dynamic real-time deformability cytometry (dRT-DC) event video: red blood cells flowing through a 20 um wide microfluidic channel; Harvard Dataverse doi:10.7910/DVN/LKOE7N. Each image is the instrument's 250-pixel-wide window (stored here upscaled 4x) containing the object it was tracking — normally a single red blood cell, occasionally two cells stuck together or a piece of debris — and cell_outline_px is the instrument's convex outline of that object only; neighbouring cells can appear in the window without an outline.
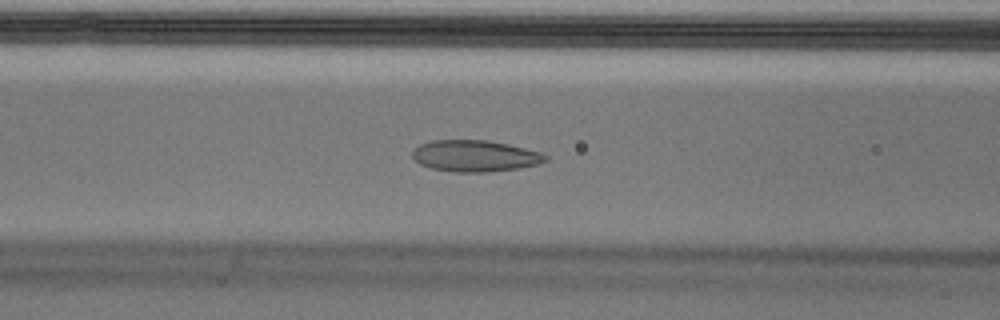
{"species": "Egyptian fruit bat (a non-hibernating species)", "species_latin": "Rousettus aegyptiacus", "temperature_condition": "cold", "stored_images_in_passage": 55, "camera_frame_rate_fps": 3000, "um_per_image_px": 0.085, "animal": {"sex": "male"}, "frame": {"image": 1, "passage_image": 22, "time_ms": 7.0, "image_size_px": [1000, 320], "cell_outline_px": [[548, 160], [540, 164], [520, 168], [488, 172], [452, 172], [432, 168], [420, 164], [412, 156], [412, 152], [420, 144], [432, 140], [484, 140], [508, 144], [540, 152], [548, 156]], "centroid_in_image_um": [40.4, 13.26], "position_along_channel_um": 126.2, "area_um2": 24.39}}
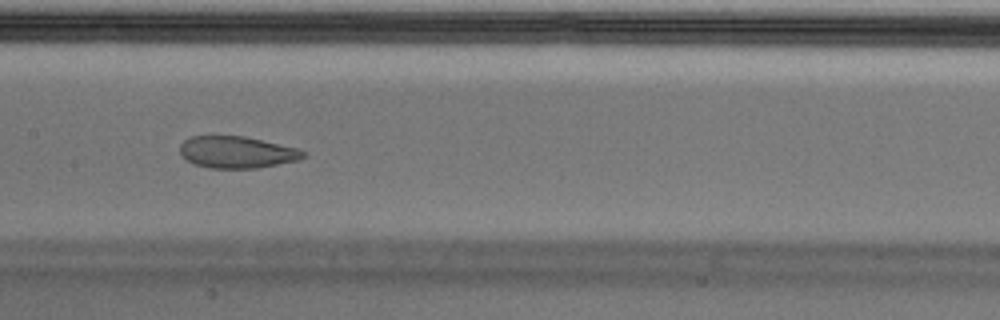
{"frame": {"image": 2, "passage_image": 27, "time_ms": 8.667, "image_size_px": [1000, 320], "cell_outline_px": [[308, 156], [296, 160], [256, 168], [208, 168], [192, 164], [180, 156], [180, 144], [184, 140], [192, 136], [244, 136], [296, 148], [308, 152]], "centroid_in_image_um": [20.09, 12.94], "position_along_channel_um": 187.3, "area_um2": 22.89}}
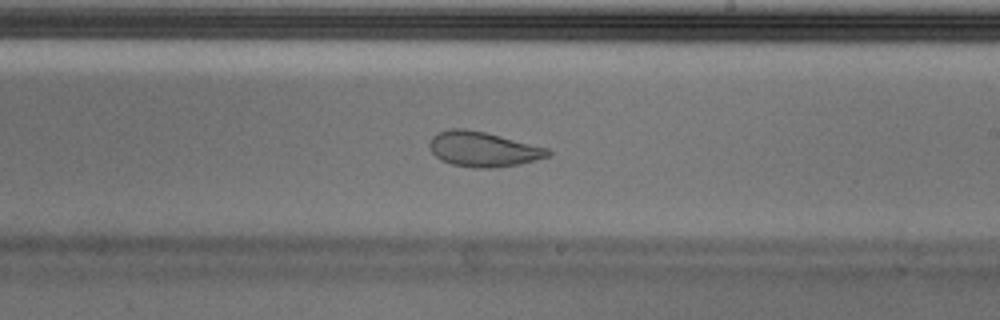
{"frame": {"image": 3, "passage_image": 32, "time_ms": 10.333, "image_size_px": [1000, 320], "cell_outline_px": [[552, 156], [520, 164], [496, 168], [472, 168], [452, 164], [440, 160], [432, 152], [428, 144], [432, 136], [436, 132], [448, 128], [464, 128], [484, 132], [548, 148], [552, 152]], "centroid_in_image_um": [41.05, 12.68], "position_along_channel_um": 247.9, "area_um2": 24.39}, "authors_computed_cell_mechanics": {"area_um2": 26.4146, "velocity_mm_per_s": 3.6526, "shape_relaxation_time_tau1_ms": null, "shape_relaxation_time_tau2_ms": 1.3911, "deformation_change_tau1": null, "deformation_change_tau2": 0.0652}}